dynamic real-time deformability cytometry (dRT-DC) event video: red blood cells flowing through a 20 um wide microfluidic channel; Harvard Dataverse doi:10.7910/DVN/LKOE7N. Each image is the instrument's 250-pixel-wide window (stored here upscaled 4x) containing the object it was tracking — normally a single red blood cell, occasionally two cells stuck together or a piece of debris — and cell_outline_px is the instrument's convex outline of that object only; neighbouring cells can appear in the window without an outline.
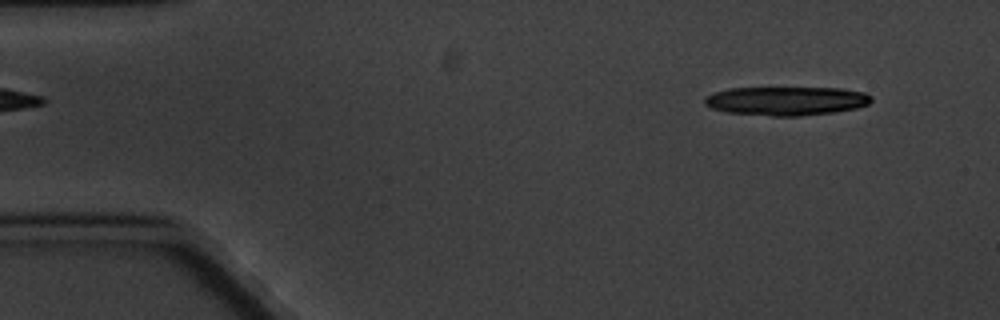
{"species": "common noctule bat (a hibernating species)", "species_latin": "Nyctalus noctula", "temperature_condition": "cold", "stored_images_in_passage": 7, "camera_frame_rate_fps": 3000, "um_per_image_px": 0.085, "animal": {"sex": "male", "body_mass_g": 20.1, "forearm_length_mm": 53.5}, "frame": {"image": 1, "passage_image": 1, "time_ms": 0.0, "image_size_px": [1000, 320], "cell_outline_px": [[872, 100], [868, 104], [856, 108], [832, 112], [800, 116], [772, 116], [728, 112], [712, 108], [704, 104], [704, 96], [712, 92], [728, 88], [840, 88], [864, 92], [872, 96]], "centroid_in_image_um": [66.81, 8.57], "position_along_channel_um": 18.2, "area_um2": 28.03}}
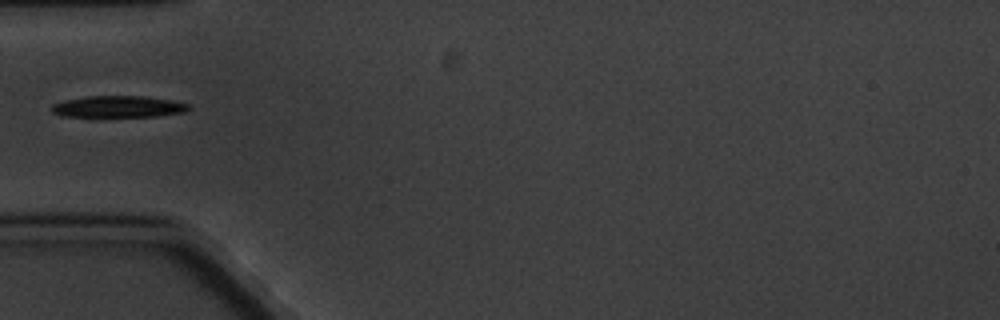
{"frame": {"image": 2, "passage_image": 5, "time_ms": 4.667, "image_size_px": [1000, 320], "cell_outline_px": [[192, 108], [184, 112], [156, 116], [64, 116], [52, 112], [48, 108], [52, 104], [68, 100], [88, 96], [144, 96], [172, 100], [188, 104]], "centroid_in_image_um": [10.07, 9.06], "position_along_channel_um": 74.9, "area_um2": 17.05}}